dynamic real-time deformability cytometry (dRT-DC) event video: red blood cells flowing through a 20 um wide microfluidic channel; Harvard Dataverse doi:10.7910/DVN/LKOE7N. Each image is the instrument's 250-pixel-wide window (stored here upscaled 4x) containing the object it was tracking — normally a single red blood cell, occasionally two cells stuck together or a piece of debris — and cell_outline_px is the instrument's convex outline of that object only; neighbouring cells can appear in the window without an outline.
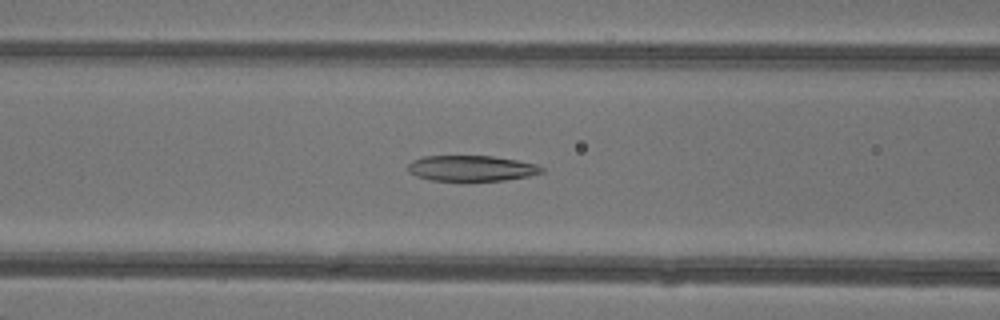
{"species": "common noctule bat (a hibernating species)", "species_latin": "Nyctalus noctula", "temperature_condition": "warm", "stored_images_in_passage": 43, "camera_frame_rate_fps": 3000, "um_per_image_px": 0.085, "animal": {"sex": "female"}, "frame": {"image": 1, "passage_image": 16, "time_ms": 5.0, "image_size_px": [1000, 320], "cell_outline_px": [[544, 172], [528, 176], [504, 180], [464, 184], [432, 180], [416, 176], [408, 172], [408, 164], [412, 160], [424, 156], [492, 156], [516, 160], [536, 164], [544, 168]], "centroid_in_image_um": [40.04, 14.35], "position_along_channel_um": 126.6, "area_um2": 20.87}}
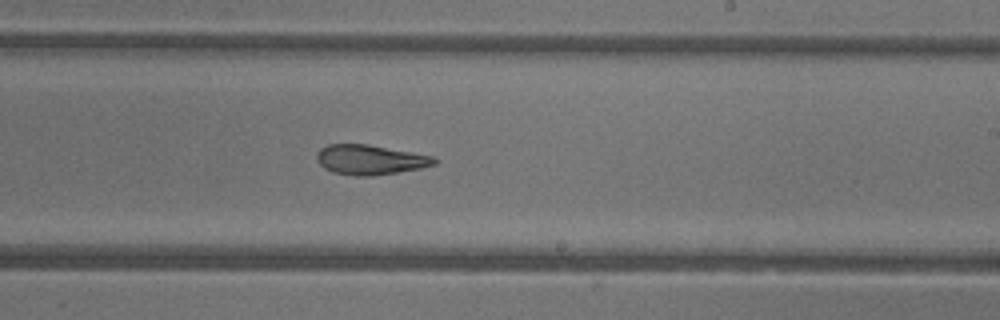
{"frame": {"image": 2, "passage_image": 25, "time_ms": 8.0, "image_size_px": [1000, 320], "cell_outline_px": [[436, 164], [420, 168], [372, 176], [356, 176], [332, 172], [324, 168], [320, 164], [316, 156], [320, 148], [328, 144], [368, 144], [436, 156]], "centroid_in_image_um": [31.47, 13.57], "position_along_channel_um": 257.5, "area_um2": 20.46}}
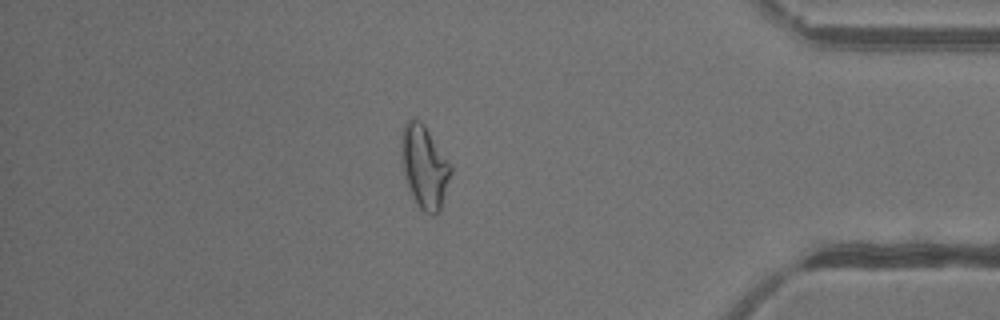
{"frame": {"image": 3, "passage_image": 37, "time_ms": 12.0, "image_size_px": [1000, 320], "cell_outline_px": [[452, 172], [440, 212], [432, 216], [424, 212], [416, 204], [408, 188], [404, 176], [400, 152], [400, 136], [404, 124], [408, 120], [420, 120], [424, 124], [452, 164]], "centroid_in_image_um": [36.07, 14.19], "position_along_channel_um": 399.1, "area_um2": 24.39}, "authors_computed_cell_mechanics": {"area_um2": 22.5998, "velocity_mm_per_s": 4.3783, "shape_relaxation_time_tau1_ms": null, "shape_relaxation_time_tau2_ms": 2.9492, "deformation_change_tau1": null, "deformation_change_tau2": 0.1367}}